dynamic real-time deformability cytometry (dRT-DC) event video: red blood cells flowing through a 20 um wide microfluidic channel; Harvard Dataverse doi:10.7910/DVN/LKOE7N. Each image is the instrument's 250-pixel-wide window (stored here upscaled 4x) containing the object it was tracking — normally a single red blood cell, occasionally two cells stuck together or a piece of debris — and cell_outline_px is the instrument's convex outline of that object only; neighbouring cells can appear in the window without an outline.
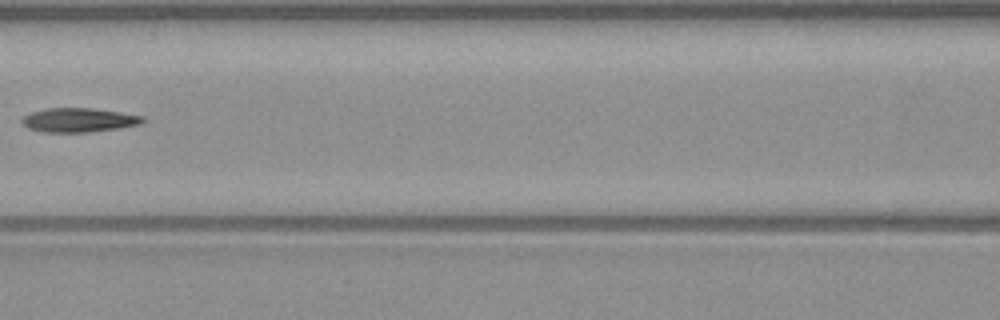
{"species": "common noctule bat (a hibernating species)", "species_latin": "Nyctalus noctula", "temperature_condition": "warm", "stored_images_in_passage": 7, "camera_frame_rate_fps": 3000, "um_per_image_px": 0.085, "animal": {"sex": "male", "body_mass_g": 23.1, "forearm_length_mm": 52.7}, "frame": {"image": 1, "passage_image": 7, "time_ms": 7.0, "image_size_px": [1000, 320], "cell_outline_px": [[144, 124], [120, 128], [92, 132], [40, 132], [28, 128], [20, 120], [24, 116], [32, 112], [48, 108], [92, 108], [120, 112], [144, 116]], "centroid_in_image_um": [6.73, 10.21], "position_along_channel_um": 159.9, "area_um2": 17.11}}